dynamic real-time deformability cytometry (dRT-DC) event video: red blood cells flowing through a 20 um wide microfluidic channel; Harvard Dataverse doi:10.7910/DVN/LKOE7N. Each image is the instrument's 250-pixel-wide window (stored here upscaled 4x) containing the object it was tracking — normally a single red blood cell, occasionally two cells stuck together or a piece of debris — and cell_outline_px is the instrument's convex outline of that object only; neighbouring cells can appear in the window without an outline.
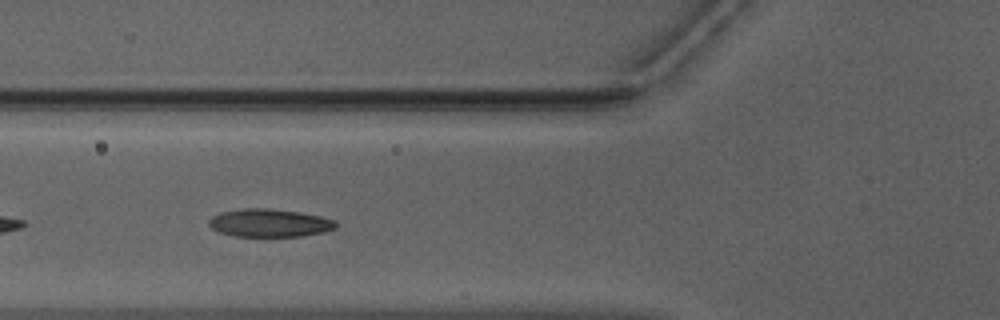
{"species": "Egyptian fruit bat (a non-hibernating species)", "species_latin": "Rousettus aegyptiacus", "temperature_condition": "warm", "stored_images_in_passage": 36, "camera_frame_rate_fps": 3000, "um_per_image_px": 0.085, "animal": {"sex": "male"}, "frame": {"image": 1, "passage_image": 5, "time_ms": 1.333, "image_size_px": [1000, 320], "cell_outline_px": [[336, 228], [324, 232], [304, 236], [236, 236], [220, 232], [212, 228], [208, 224], [208, 220], [212, 216], [220, 212], [244, 208], [268, 208], [300, 212], [320, 216], [336, 220]], "centroid_in_image_um": [22.92, 18.94], "position_along_channel_um": 102.9, "area_um2": 20.75}}
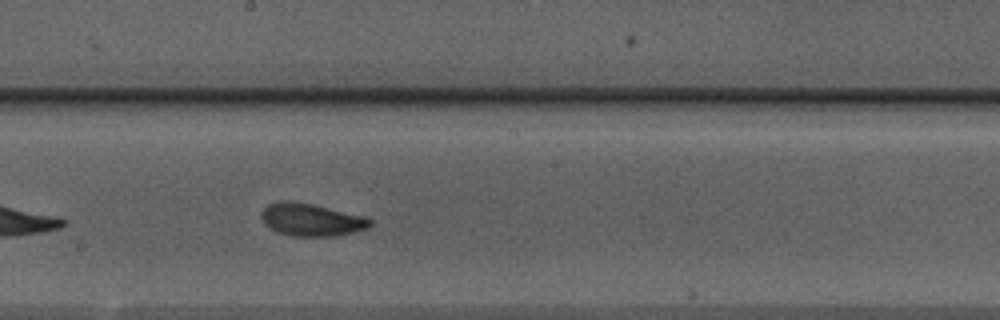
{"frame": {"image": 2, "passage_image": 14, "time_ms": 4.333, "image_size_px": [1000, 320], "cell_outline_px": [[372, 224], [368, 228], [336, 236], [292, 236], [276, 232], [264, 224], [260, 216], [264, 208], [268, 204], [280, 200], [288, 200], [312, 204], [368, 216], [372, 220]], "centroid_in_image_um": [26.47, 18.67], "position_along_channel_um": 221.7, "area_um2": 20.92}}
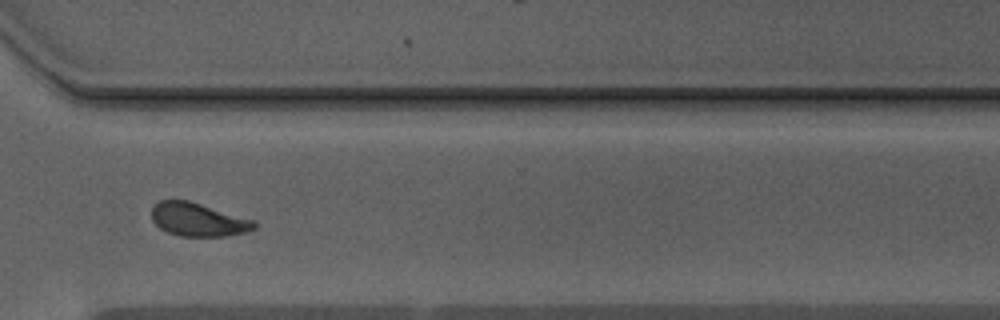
{"frame": {"image": 3, "passage_image": 24, "time_ms": 7.667, "image_size_px": [1000, 320], "cell_outline_px": [[256, 228], [244, 232], [224, 236], [180, 236], [168, 232], [160, 228], [152, 220], [152, 208], [160, 200], [188, 200], [252, 220], [256, 224]], "centroid_in_image_um": [16.8, 18.67], "position_along_channel_um": 353.8, "area_um2": 19.54}, "authors_computed_cell_mechanics": {"area_um2": 19.9988, "velocity_mm_per_s": 3.9565, "shape_relaxation_time_tau1_ms": 2.7673, "shape_relaxation_time_tau2_ms": 1.0737, "deformation_change_tau1": 0.1327, "deformation_change_tau2": 0.0611}}